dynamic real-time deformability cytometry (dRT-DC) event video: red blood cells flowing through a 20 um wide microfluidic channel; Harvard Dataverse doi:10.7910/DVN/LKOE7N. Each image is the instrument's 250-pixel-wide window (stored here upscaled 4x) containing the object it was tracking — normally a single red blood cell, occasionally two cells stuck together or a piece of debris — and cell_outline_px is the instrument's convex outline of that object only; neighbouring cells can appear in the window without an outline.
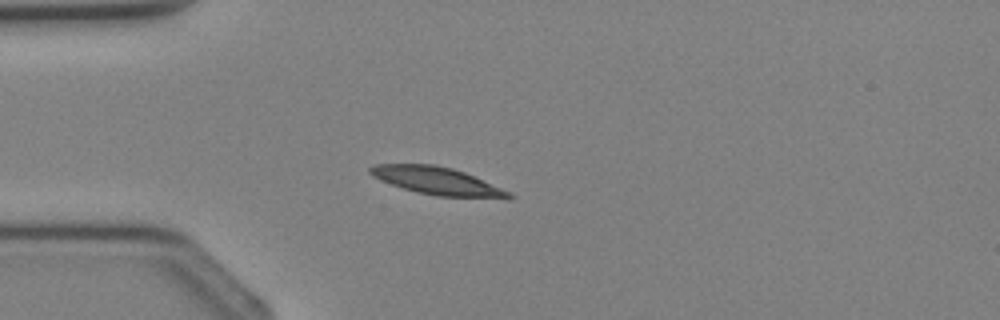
{"species": "Egyptian fruit bat (a non-hibernating species)", "species_latin": "Rousettus aegyptiacus", "temperature_condition": "cold", "stored_images_in_passage": 4, "segment_of_instrument_passage": [1, 2], "camera_frame_rate_fps": 3000, "um_per_image_px": 0.085, "animal": {"sex": "female"}, "frame": {"image": 1, "passage_image": 3, "time_ms": 2.333, "image_size_px": [1000, 320], "cell_outline_px": [[516, 196], [508, 200], [436, 196], [416, 192], [380, 180], [372, 176], [368, 172], [368, 168], [376, 164], [436, 164], [452, 168], [464, 172], [512, 192]], "centroid_in_image_um": [37.26, 15.41], "position_along_channel_um": 47.7, "area_um2": 22.83}}